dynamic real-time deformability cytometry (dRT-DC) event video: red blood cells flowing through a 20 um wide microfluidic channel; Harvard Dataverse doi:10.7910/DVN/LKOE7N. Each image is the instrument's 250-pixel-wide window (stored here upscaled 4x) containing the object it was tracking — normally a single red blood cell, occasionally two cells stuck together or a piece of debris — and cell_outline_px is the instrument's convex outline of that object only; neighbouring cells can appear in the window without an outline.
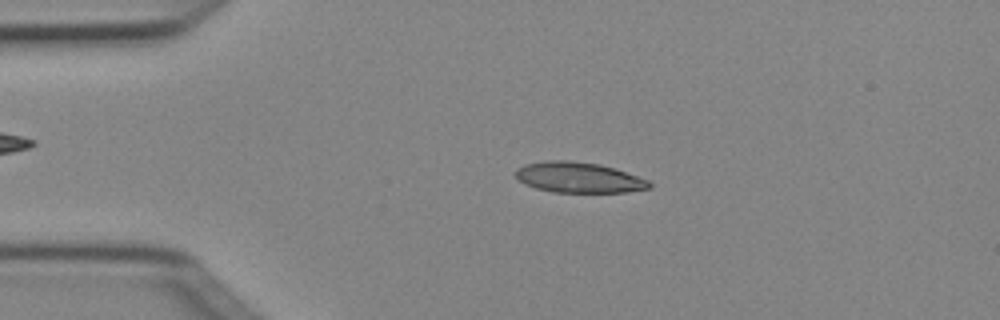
{"species": "Egyptian fruit bat (a non-hibernating species)", "species_latin": "Rousettus aegyptiacus", "temperature_condition": "cold", "stored_images_in_passage": 3, "camera_frame_rate_fps": 3000, "um_per_image_px": 0.085, "animal": {"sex": "female"}, "frame": {"image": 1, "passage_image": 2, "time_ms": 0.333, "image_size_px": [1000, 320], "cell_outline_px": [[652, 188], [624, 192], [552, 192], [536, 188], [524, 184], [512, 172], [516, 168], [524, 164], [544, 160], [568, 160], [600, 164], [616, 168], [648, 180], [652, 184]], "centroid_in_image_um": [49.16, 15.07], "position_along_channel_um": 35.8, "area_um2": 24.04}}